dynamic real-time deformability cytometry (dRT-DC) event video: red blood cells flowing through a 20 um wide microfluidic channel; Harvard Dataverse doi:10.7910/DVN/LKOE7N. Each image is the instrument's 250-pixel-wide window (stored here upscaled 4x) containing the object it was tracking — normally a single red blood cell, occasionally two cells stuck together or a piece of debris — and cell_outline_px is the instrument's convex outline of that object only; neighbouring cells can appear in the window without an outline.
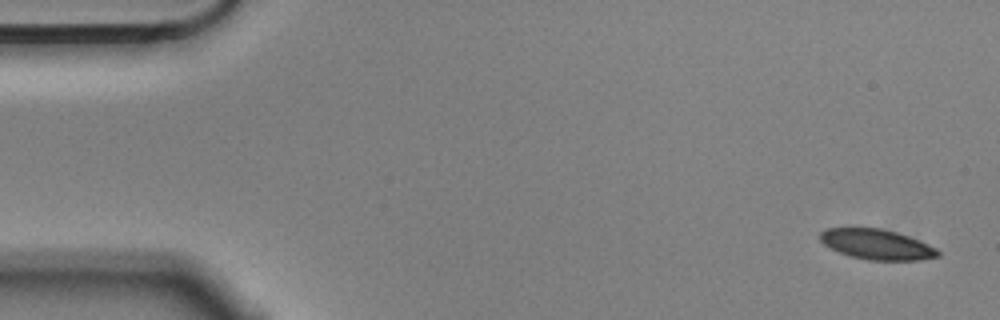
{"species": "Egyptian fruit bat (a non-hibernating species)", "species_latin": "Rousettus aegyptiacus", "temperature_condition": "cold", "stored_images_in_passage": 5, "camera_frame_rate_fps": 3000, "um_per_image_px": 0.085, "animal": {"sex": "male"}, "frame": {"image": 1, "passage_image": 1, "time_ms": 0.0, "image_size_px": [1000, 320], "cell_outline_px": [[940, 256], [920, 260], [868, 260], [852, 256], [840, 252], [824, 244], [820, 240], [820, 232], [828, 228], [880, 228], [896, 232], [920, 240], [936, 248], [940, 252]], "centroid_in_image_um": [74.56, 20.77], "position_along_channel_um": 10.4, "area_um2": 20.58}}
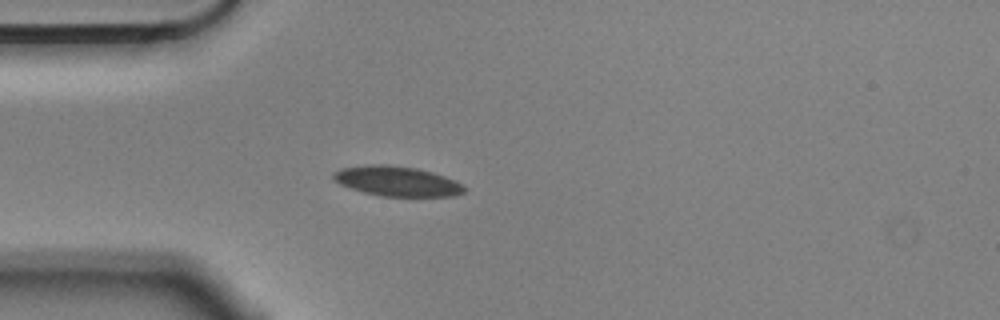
{"frame": {"image": 2, "passage_image": 4, "time_ms": 1.0, "image_size_px": [1000, 320], "cell_outline_px": [[464, 192], [456, 196], [380, 196], [364, 192], [340, 184], [332, 180], [332, 172], [340, 168], [368, 164], [388, 164], [416, 168], [432, 172], [456, 180], [464, 188]], "centroid_in_image_um": [33.7, 15.39], "position_along_channel_um": 51.3, "area_um2": 22.89}}